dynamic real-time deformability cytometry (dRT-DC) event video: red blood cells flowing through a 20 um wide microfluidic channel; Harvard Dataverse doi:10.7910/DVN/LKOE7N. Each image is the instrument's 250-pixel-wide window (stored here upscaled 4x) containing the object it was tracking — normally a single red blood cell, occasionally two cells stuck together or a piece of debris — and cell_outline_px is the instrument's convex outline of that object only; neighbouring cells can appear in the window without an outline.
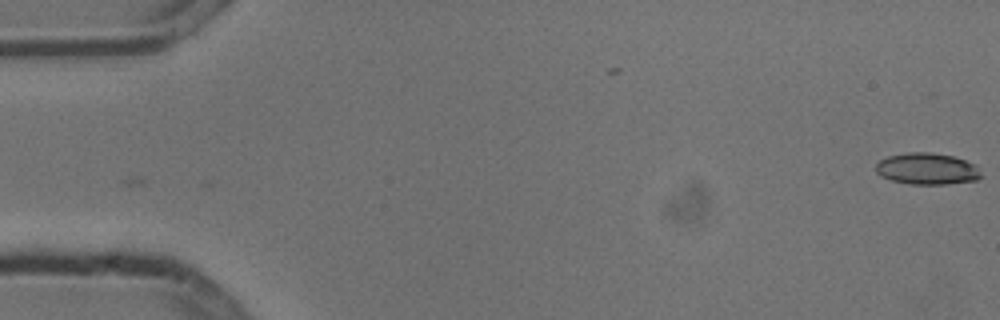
{"species": "common noctule bat (a hibernating species)", "species_latin": "Nyctalus noctula", "temperature_condition": "cold", "stored_images_in_passage": 4, "camera_frame_rate_fps": 3000, "um_per_image_px": 0.085, "animal": {"sex": "male", "body_mass_g": 13.3}, "frame": {"image": 1, "passage_image": 4, "time_ms": 1.0, "image_size_px": [1000, 320], "cell_outline_px": [[984, 176], [976, 180], [948, 184], [912, 184], [892, 180], [880, 176], [876, 172], [876, 164], [880, 160], [888, 156], [908, 152], [932, 152], [952, 156], [976, 164]], "centroid_in_image_um": [78.83, 14.34], "position_along_channel_um": 6.2, "area_um2": 19.48}}